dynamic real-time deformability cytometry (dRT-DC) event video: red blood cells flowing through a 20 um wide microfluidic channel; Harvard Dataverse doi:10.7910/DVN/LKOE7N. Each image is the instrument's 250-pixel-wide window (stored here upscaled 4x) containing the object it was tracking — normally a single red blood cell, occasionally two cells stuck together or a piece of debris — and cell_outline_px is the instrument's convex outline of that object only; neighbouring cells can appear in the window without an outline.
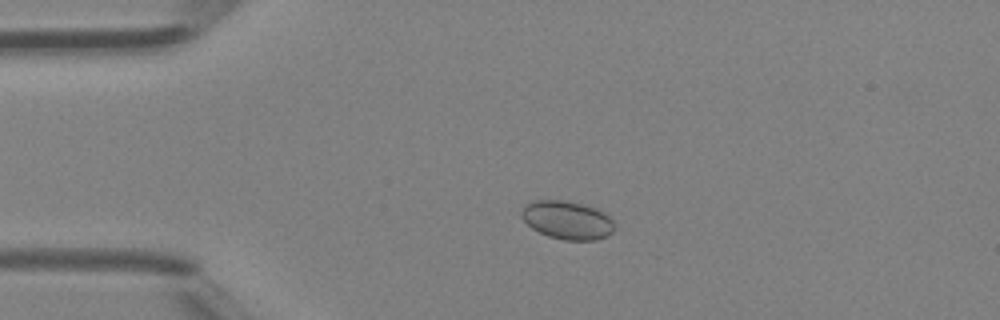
{"species": "Egyptian fruit bat (a non-hibernating species)", "species_latin": "Rousettus aegyptiacus", "temperature_condition": "room temperature", "stored_images_in_passage": 33, "camera_frame_rate_fps": 3000, "um_per_image_px": 0.085, "animal": {"sex": "female"}, "frame": {"image": 1, "passage_image": 10, "time_ms": 3.0, "image_size_px": [1000, 320], "cell_outline_px": [[612, 232], [608, 236], [596, 240], [564, 240], [548, 236], [532, 228], [520, 216], [520, 212], [524, 204], [536, 200], [564, 200], [596, 208], [604, 212], [612, 220]], "centroid_in_image_um": [48.18, 18.7], "position_along_channel_um": 36.8, "area_um2": 20.69}}
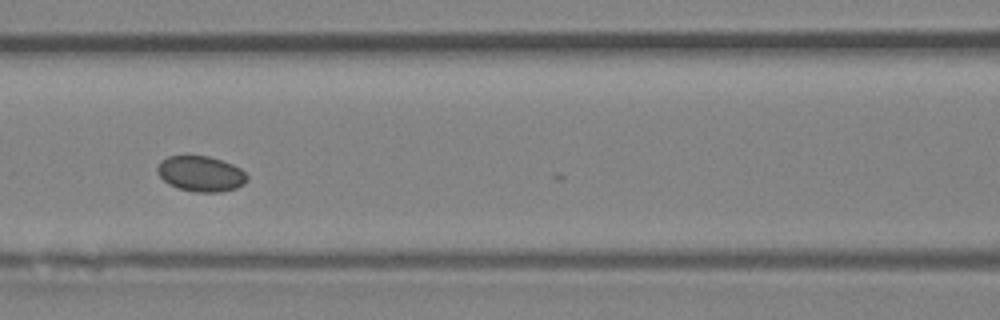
{"frame": {"image": 2, "passage_image": 20, "time_ms": 6.333, "image_size_px": [1000, 320], "cell_outline_px": [[248, 176], [244, 184], [236, 188], [220, 192], [196, 192], [176, 188], [168, 184], [160, 176], [156, 168], [160, 160], [168, 156], [208, 156], [232, 164], [240, 168]], "centroid_in_image_um": [17.05, 14.77], "position_along_channel_um": 149.6, "area_um2": 18.55}}
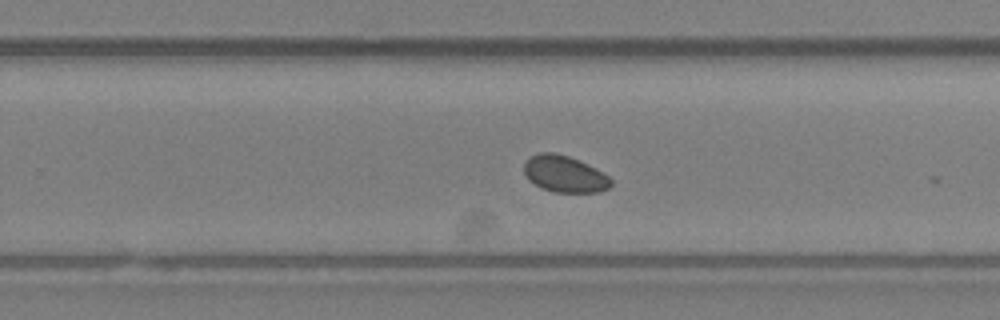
{"frame": {"image": 3, "passage_image": 29, "time_ms": 9.333, "image_size_px": [1000, 320], "cell_outline_px": [[612, 184], [608, 188], [600, 192], [552, 192], [540, 188], [528, 180], [524, 172], [524, 160], [540, 152], [552, 152], [568, 156], [608, 176], [612, 180]], "centroid_in_image_um": [47.93, 14.81], "position_along_channel_um": 281.9, "area_um2": 18.32}}